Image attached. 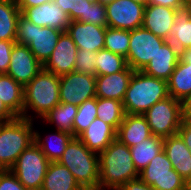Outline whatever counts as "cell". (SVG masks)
<instances>
[{
  "label": "cell",
  "mask_w": 191,
  "mask_h": 190,
  "mask_svg": "<svg viewBox=\"0 0 191 190\" xmlns=\"http://www.w3.org/2000/svg\"><path fill=\"white\" fill-rule=\"evenodd\" d=\"M130 31L106 27L104 48L124 56L128 55Z\"/></svg>",
  "instance_id": "34"
},
{
  "label": "cell",
  "mask_w": 191,
  "mask_h": 190,
  "mask_svg": "<svg viewBox=\"0 0 191 190\" xmlns=\"http://www.w3.org/2000/svg\"><path fill=\"white\" fill-rule=\"evenodd\" d=\"M118 190H155L151 185L144 183L140 178L130 180L120 186Z\"/></svg>",
  "instance_id": "41"
},
{
  "label": "cell",
  "mask_w": 191,
  "mask_h": 190,
  "mask_svg": "<svg viewBox=\"0 0 191 190\" xmlns=\"http://www.w3.org/2000/svg\"><path fill=\"white\" fill-rule=\"evenodd\" d=\"M99 186L119 188L130 180L139 178L130 148L119 139L99 154Z\"/></svg>",
  "instance_id": "1"
},
{
  "label": "cell",
  "mask_w": 191,
  "mask_h": 190,
  "mask_svg": "<svg viewBox=\"0 0 191 190\" xmlns=\"http://www.w3.org/2000/svg\"><path fill=\"white\" fill-rule=\"evenodd\" d=\"M178 134L183 139L185 145L191 152V120L187 118H183L181 125L178 129Z\"/></svg>",
  "instance_id": "40"
},
{
  "label": "cell",
  "mask_w": 191,
  "mask_h": 190,
  "mask_svg": "<svg viewBox=\"0 0 191 190\" xmlns=\"http://www.w3.org/2000/svg\"><path fill=\"white\" fill-rule=\"evenodd\" d=\"M183 118L191 120V95L182 101Z\"/></svg>",
  "instance_id": "45"
},
{
  "label": "cell",
  "mask_w": 191,
  "mask_h": 190,
  "mask_svg": "<svg viewBox=\"0 0 191 190\" xmlns=\"http://www.w3.org/2000/svg\"><path fill=\"white\" fill-rule=\"evenodd\" d=\"M59 88L60 76L43 68L24 86L22 117L34 121L36 118H42L43 115L60 103Z\"/></svg>",
  "instance_id": "2"
},
{
  "label": "cell",
  "mask_w": 191,
  "mask_h": 190,
  "mask_svg": "<svg viewBox=\"0 0 191 190\" xmlns=\"http://www.w3.org/2000/svg\"><path fill=\"white\" fill-rule=\"evenodd\" d=\"M24 87L8 74H0V99L16 116H23Z\"/></svg>",
  "instance_id": "25"
},
{
  "label": "cell",
  "mask_w": 191,
  "mask_h": 190,
  "mask_svg": "<svg viewBox=\"0 0 191 190\" xmlns=\"http://www.w3.org/2000/svg\"><path fill=\"white\" fill-rule=\"evenodd\" d=\"M0 190H28L10 170H0Z\"/></svg>",
  "instance_id": "38"
},
{
  "label": "cell",
  "mask_w": 191,
  "mask_h": 190,
  "mask_svg": "<svg viewBox=\"0 0 191 190\" xmlns=\"http://www.w3.org/2000/svg\"><path fill=\"white\" fill-rule=\"evenodd\" d=\"M85 190H118V189L117 188H105V187L97 186V187L87 188Z\"/></svg>",
  "instance_id": "47"
},
{
  "label": "cell",
  "mask_w": 191,
  "mask_h": 190,
  "mask_svg": "<svg viewBox=\"0 0 191 190\" xmlns=\"http://www.w3.org/2000/svg\"><path fill=\"white\" fill-rule=\"evenodd\" d=\"M77 21L91 23L101 27H108L106 17V5L94 2L87 6L86 17H80Z\"/></svg>",
  "instance_id": "37"
},
{
  "label": "cell",
  "mask_w": 191,
  "mask_h": 190,
  "mask_svg": "<svg viewBox=\"0 0 191 190\" xmlns=\"http://www.w3.org/2000/svg\"><path fill=\"white\" fill-rule=\"evenodd\" d=\"M125 114L121 101L97 97V118L111 125L116 131L122 123Z\"/></svg>",
  "instance_id": "31"
},
{
  "label": "cell",
  "mask_w": 191,
  "mask_h": 190,
  "mask_svg": "<svg viewBox=\"0 0 191 190\" xmlns=\"http://www.w3.org/2000/svg\"><path fill=\"white\" fill-rule=\"evenodd\" d=\"M185 4L186 6L191 7V0H185Z\"/></svg>",
  "instance_id": "51"
},
{
  "label": "cell",
  "mask_w": 191,
  "mask_h": 190,
  "mask_svg": "<svg viewBox=\"0 0 191 190\" xmlns=\"http://www.w3.org/2000/svg\"><path fill=\"white\" fill-rule=\"evenodd\" d=\"M74 71L96 76V52L78 49Z\"/></svg>",
  "instance_id": "36"
},
{
  "label": "cell",
  "mask_w": 191,
  "mask_h": 190,
  "mask_svg": "<svg viewBox=\"0 0 191 190\" xmlns=\"http://www.w3.org/2000/svg\"><path fill=\"white\" fill-rule=\"evenodd\" d=\"M169 41L178 51L191 47V7L176 10Z\"/></svg>",
  "instance_id": "26"
},
{
  "label": "cell",
  "mask_w": 191,
  "mask_h": 190,
  "mask_svg": "<svg viewBox=\"0 0 191 190\" xmlns=\"http://www.w3.org/2000/svg\"><path fill=\"white\" fill-rule=\"evenodd\" d=\"M164 138L154 136L130 147L135 168L140 173L163 150Z\"/></svg>",
  "instance_id": "28"
},
{
  "label": "cell",
  "mask_w": 191,
  "mask_h": 190,
  "mask_svg": "<svg viewBox=\"0 0 191 190\" xmlns=\"http://www.w3.org/2000/svg\"><path fill=\"white\" fill-rule=\"evenodd\" d=\"M78 48L70 35L64 31L61 33L54 51L43 65V68L58 76L74 71Z\"/></svg>",
  "instance_id": "14"
},
{
  "label": "cell",
  "mask_w": 191,
  "mask_h": 190,
  "mask_svg": "<svg viewBox=\"0 0 191 190\" xmlns=\"http://www.w3.org/2000/svg\"><path fill=\"white\" fill-rule=\"evenodd\" d=\"M34 120L16 117L0 123V169L10 170L35 138Z\"/></svg>",
  "instance_id": "4"
},
{
  "label": "cell",
  "mask_w": 191,
  "mask_h": 190,
  "mask_svg": "<svg viewBox=\"0 0 191 190\" xmlns=\"http://www.w3.org/2000/svg\"><path fill=\"white\" fill-rule=\"evenodd\" d=\"M78 138L89 150L99 154L117 138V131L100 118H95Z\"/></svg>",
  "instance_id": "21"
},
{
  "label": "cell",
  "mask_w": 191,
  "mask_h": 190,
  "mask_svg": "<svg viewBox=\"0 0 191 190\" xmlns=\"http://www.w3.org/2000/svg\"><path fill=\"white\" fill-rule=\"evenodd\" d=\"M20 9L14 0H0V40L16 41Z\"/></svg>",
  "instance_id": "30"
},
{
  "label": "cell",
  "mask_w": 191,
  "mask_h": 190,
  "mask_svg": "<svg viewBox=\"0 0 191 190\" xmlns=\"http://www.w3.org/2000/svg\"><path fill=\"white\" fill-rule=\"evenodd\" d=\"M50 161L33 142L18 157L10 171L28 190H41Z\"/></svg>",
  "instance_id": "8"
},
{
  "label": "cell",
  "mask_w": 191,
  "mask_h": 190,
  "mask_svg": "<svg viewBox=\"0 0 191 190\" xmlns=\"http://www.w3.org/2000/svg\"><path fill=\"white\" fill-rule=\"evenodd\" d=\"M51 1H54V0H15L17 6L20 9V12H22L25 8L36 7Z\"/></svg>",
  "instance_id": "43"
},
{
  "label": "cell",
  "mask_w": 191,
  "mask_h": 190,
  "mask_svg": "<svg viewBox=\"0 0 191 190\" xmlns=\"http://www.w3.org/2000/svg\"><path fill=\"white\" fill-rule=\"evenodd\" d=\"M10 59L7 74L23 87L43 69V65L24 44L15 42Z\"/></svg>",
  "instance_id": "13"
},
{
  "label": "cell",
  "mask_w": 191,
  "mask_h": 190,
  "mask_svg": "<svg viewBox=\"0 0 191 190\" xmlns=\"http://www.w3.org/2000/svg\"><path fill=\"white\" fill-rule=\"evenodd\" d=\"M152 135L166 138L177 134L183 119L182 102L171 96L156 102L145 113Z\"/></svg>",
  "instance_id": "7"
},
{
  "label": "cell",
  "mask_w": 191,
  "mask_h": 190,
  "mask_svg": "<svg viewBox=\"0 0 191 190\" xmlns=\"http://www.w3.org/2000/svg\"><path fill=\"white\" fill-rule=\"evenodd\" d=\"M78 111V106L69 103H59L52 110H49L42 121L55 126L57 130L73 135V123Z\"/></svg>",
  "instance_id": "29"
},
{
  "label": "cell",
  "mask_w": 191,
  "mask_h": 190,
  "mask_svg": "<svg viewBox=\"0 0 191 190\" xmlns=\"http://www.w3.org/2000/svg\"><path fill=\"white\" fill-rule=\"evenodd\" d=\"M145 6L132 0H113L106 4L108 27L134 30L143 25Z\"/></svg>",
  "instance_id": "12"
},
{
  "label": "cell",
  "mask_w": 191,
  "mask_h": 190,
  "mask_svg": "<svg viewBox=\"0 0 191 190\" xmlns=\"http://www.w3.org/2000/svg\"><path fill=\"white\" fill-rule=\"evenodd\" d=\"M148 4L161 5L173 9H180L186 6L185 0H149Z\"/></svg>",
  "instance_id": "42"
},
{
  "label": "cell",
  "mask_w": 191,
  "mask_h": 190,
  "mask_svg": "<svg viewBox=\"0 0 191 190\" xmlns=\"http://www.w3.org/2000/svg\"><path fill=\"white\" fill-rule=\"evenodd\" d=\"M151 136L150 126L143 114H125L117 130V139L129 148Z\"/></svg>",
  "instance_id": "22"
},
{
  "label": "cell",
  "mask_w": 191,
  "mask_h": 190,
  "mask_svg": "<svg viewBox=\"0 0 191 190\" xmlns=\"http://www.w3.org/2000/svg\"><path fill=\"white\" fill-rule=\"evenodd\" d=\"M95 118H97V97L88 99L78 105V111L73 123V137H78Z\"/></svg>",
  "instance_id": "33"
},
{
  "label": "cell",
  "mask_w": 191,
  "mask_h": 190,
  "mask_svg": "<svg viewBox=\"0 0 191 190\" xmlns=\"http://www.w3.org/2000/svg\"><path fill=\"white\" fill-rule=\"evenodd\" d=\"M41 190H83L73 174L59 162H50Z\"/></svg>",
  "instance_id": "24"
},
{
  "label": "cell",
  "mask_w": 191,
  "mask_h": 190,
  "mask_svg": "<svg viewBox=\"0 0 191 190\" xmlns=\"http://www.w3.org/2000/svg\"><path fill=\"white\" fill-rule=\"evenodd\" d=\"M166 41L143 26L131 30L126 57L128 66L134 71H142Z\"/></svg>",
  "instance_id": "10"
},
{
  "label": "cell",
  "mask_w": 191,
  "mask_h": 190,
  "mask_svg": "<svg viewBox=\"0 0 191 190\" xmlns=\"http://www.w3.org/2000/svg\"><path fill=\"white\" fill-rule=\"evenodd\" d=\"M34 133V142L50 162H58L65 152L68 143L74 138L70 133L57 129L53 134L46 135L45 138H42L41 132L36 130V128Z\"/></svg>",
  "instance_id": "23"
},
{
  "label": "cell",
  "mask_w": 191,
  "mask_h": 190,
  "mask_svg": "<svg viewBox=\"0 0 191 190\" xmlns=\"http://www.w3.org/2000/svg\"><path fill=\"white\" fill-rule=\"evenodd\" d=\"M96 1L106 5L107 3H110L113 0H96Z\"/></svg>",
  "instance_id": "50"
},
{
  "label": "cell",
  "mask_w": 191,
  "mask_h": 190,
  "mask_svg": "<svg viewBox=\"0 0 191 190\" xmlns=\"http://www.w3.org/2000/svg\"><path fill=\"white\" fill-rule=\"evenodd\" d=\"M21 14L33 24L41 27H51L66 31L70 22L64 12L54 1L46 2L36 7L25 8Z\"/></svg>",
  "instance_id": "15"
},
{
  "label": "cell",
  "mask_w": 191,
  "mask_h": 190,
  "mask_svg": "<svg viewBox=\"0 0 191 190\" xmlns=\"http://www.w3.org/2000/svg\"><path fill=\"white\" fill-rule=\"evenodd\" d=\"M16 118V116L7 108V106L0 99V123L9 122Z\"/></svg>",
  "instance_id": "44"
},
{
  "label": "cell",
  "mask_w": 191,
  "mask_h": 190,
  "mask_svg": "<svg viewBox=\"0 0 191 190\" xmlns=\"http://www.w3.org/2000/svg\"><path fill=\"white\" fill-rule=\"evenodd\" d=\"M16 41L0 40V74H7L11 51Z\"/></svg>",
  "instance_id": "39"
},
{
  "label": "cell",
  "mask_w": 191,
  "mask_h": 190,
  "mask_svg": "<svg viewBox=\"0 0 191 190\" xmlns=\"http://www.w3.org/2000/svg\"><path fill=\"white\" fill-rule=\"evenodd\" d=\"M178 61V49L167 40L142 71L147 75L168 81Z\"/></svg>",
  "instance_id": "19"
},
{
  "label": "cell",
  "mask_w": 191,
  "mask_h": 190,
  "mask_svg": "<svg viewBox=\"0 0 191 190\" xmlns=\"http://www.w3.org/2000/svg\"><path fill=\"white\" fill-rule=\"evenodd\" d=\"M66 32L78 49L98 52L104 48L106 28L91 23L70 21Z\"/></svg>",
  "instance_id": "16"
},
{
  "label": "cell",
  "mask_w": 191,
  "mask_h": 190,
  "mask_svg": "<svg viewBox=\"0 0 191 190\" xmlns=\"http://www.w3.org/2000/svg\"><path fill=\"white\" fill-rule=\"evenodd\" d=\"M96 76L76 71L60 76V103L80 105L96 97Z\"/></svg>",
  "instance_id": "11"
},
{
  "label": "cell",
  "mask_w": 191,
  "mask_h": 190,
  "mask_svg": "<svg viewBox=\"0 0 191 190\" xmlns=\"http://www.w3.org/2000/svg\"><path fill=\"white\" fill-rule=\"evenodd\" d=\"M128 67L126 58L105 48L96 52V75H110Z\"/></svg>",
  "instance_id": "32"
},
{
  "label": "cell",
  "mask_w": 191,
  "mask_h": 190,
  "mask_svg": "<svg viewBox=\"0 0 191 190\" xmlns=\"http://www.w3.org/2000/svg\"><path fill=\"white\" fill-rule=\"evenodd\" d=\"M62 32L51 27L37 26L20 14L16 42L27 45L36 59L44 65L54 51Z\"/></svg>",
  "instance_id": "6"
},
{
  "label": "cell",
  "mask_w": 191,
  "mask_h": 190,
  "mask_svg": "<svg viewBox=\"0 0 191 190\" xmlns=\"http://www.w3.org/2000/svg\"><path fill=\"white\" fill-rule=\"evenodd\" d=\"M179 60L182 63L191 64V47L179 51Z\"/></svg>",
  "instance_id": "46"
},
{
  "label": "cell",
  "mask_w": 191,
  "mask_h": 190,
  "mask_svg": "<svg viewBox=\"0 0 191 190\" xmlns=\"http://www.w3.org/2000/svg\"><path fill=\"white\" fill-rule=\"evenodd\" d=\"M169 96L184 101L191 95V64L180 60L167 81Z\"/></svg>",
  "instance_id": "27"
},
{
  "label": "cell",
  "mask_w": 191,
  "mask_h": 190,
  "mask_svg": "<svg viewBox=\"0 0 191 190\" xmlns=\"http://www.w3.org/2000/svg\"><path fill=\"white\" fill-rule=\"evenodd\" d=\"M168 96L167 81L134 71L122 103L126 114H143Z\"/></svg>",
  "instance_id": "3"
},
{
  "label": "cell",
  "mask_w": 191,
  "mask_h": 190,
  "mask_svg": "<svg viewBox=\"0 0 191 190\" xmlns=\"http://www.w3.org/2000/svg\"><path fill=\"white\" fill-rule=\"evenodd\" d=\"M134 70L129 66L110 75H96V97L123 101Z\"/></svg>",
  "instance_id": "18"
},
{
  "label": "cell",
  "mask_w": 191,
  "mask_h": 190,
  "mask_svg": "<svg viewBox=\"0 0 191 190\" xmlns=\"http://www.w3.org/2000/svg\"><path fill=\"white\" fill-rule=\"evenodd\" d=\"M54 3L67 13L70 21H77L80 17H86L87 6L94 2L89 0H54Z\"/></svg>",
  "instance_id": "35"
},
{
  "label": "cell",
  "mask_w": 191,
  "mask_h": 190,
  "mask_svg": "<svg viewBox=\"0 0 191 190\" xmlns=\"http://www.w3.org/2000/svg\"><path fill=\"white\" fill-rule=\"evenodd\" d=\"M139 178L155 190H185V180L174 170L164 150L139 173Z\"/></svg>",
  "instance_id": "9"
},
{
  "label": "cell",
  "mask_w": 191,
  "mask_h": 190,
  "mask_svg": "<svg viewBox=\"0 0 191 190\" xmlns=\"http://www.w3.org/2000/svg\"><path fill=\"white\" fill-rule=\"evenodd\" d=\"M132 1L139 3V4H142L146 7L148 5L149 0H132Z\"/></svg>",
  "instance_id": "49"
},
{
  "label": "cell",
  "mask_w": 191,
  "mask_h": 190,
  "mask_svg": "<svg viewBox=\"0 0 191 190\" xmlns=\"http://www.w3.org/2000/svg\"><path fill=\"white\" fill-rule=\"evenodd\" d=\"M185 190H191V177L185 180Z\"/></svg>",
  "instance_id": "48"
},
{
  "label": "cell",
  "mask_w": 191,
  "mask_h": 190,
  "mask_svg": "<svg viewBox=\"0 0 191 190\" xmlns=\"http://www.w3.org/2000/svg\"><path fill=\"white\" fill-rule=\"evenodd\" d=\"M58 162L73 174L83 190L99 186V155L89 150L78 137L68 143Z\"/></svg>",
  "instance_id": "5"
},
{
  "label": "cell",
  "mask_w": 191,
  "mask_h": 190,
  "mask_svg": "<svg viewBox=\"0 0 191 190\" xmlns=\"http://www.w3.org/2000/svg\"><path fill=\"white\" fill-rule=\"evenodd\" d=\"M177 9L148 4L144 9L143 27L158 37L170 40Z\"/></svg>",
  "instance_id": "17"
},
{
  "label": "cell",
  "mask_w": 191,
  "mask_h": 190,
  "mask_svg": "<svg viewBox=\"0 0 191 190\" xmlns=\"http://www.w3.org/2000/svg\"><path fill=\"white\" fill-rule=\"evenodd\" d=\"M163 150L174 170L184 180L191 177V152L178 133L164 138Z\"/></svg>",
  "instance_id": "20"
}]
</instances>
